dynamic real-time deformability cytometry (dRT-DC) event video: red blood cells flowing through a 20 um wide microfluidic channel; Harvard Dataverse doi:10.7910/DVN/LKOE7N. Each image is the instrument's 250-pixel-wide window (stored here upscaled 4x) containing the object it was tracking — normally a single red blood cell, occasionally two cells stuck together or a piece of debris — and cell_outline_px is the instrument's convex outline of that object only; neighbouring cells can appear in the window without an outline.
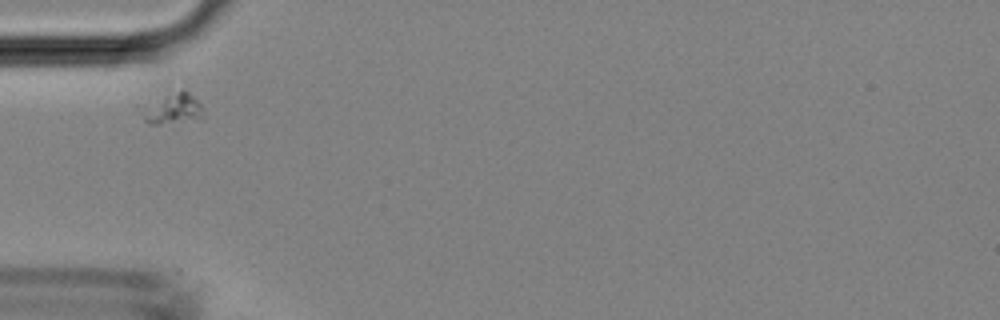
{"species": "Egyptian fruit bat (a non-hibernating species)", "species_latin": "Rousettus aegyptiacus", "temperature_condition": "room temperature", "stored_images_in_passage": 4, "camera_frame_rate_fps": 3000, "um_per_image_px": 0.085, "animal": {"sex": "female"}, "frame": {"image": 1, "passage_image": 1, "time_ms": 0.0, "image_size_px": [1000, 320], "cell_outline_px": [[204, 120], [156, 124], [148, 124], [144, 120], [140, 112], [184, 88], [204, 108]], "centroid_in_image_um": [14.84, 9.33], "position_along_channel_um": 70.2, "area_um2": 10.4}}